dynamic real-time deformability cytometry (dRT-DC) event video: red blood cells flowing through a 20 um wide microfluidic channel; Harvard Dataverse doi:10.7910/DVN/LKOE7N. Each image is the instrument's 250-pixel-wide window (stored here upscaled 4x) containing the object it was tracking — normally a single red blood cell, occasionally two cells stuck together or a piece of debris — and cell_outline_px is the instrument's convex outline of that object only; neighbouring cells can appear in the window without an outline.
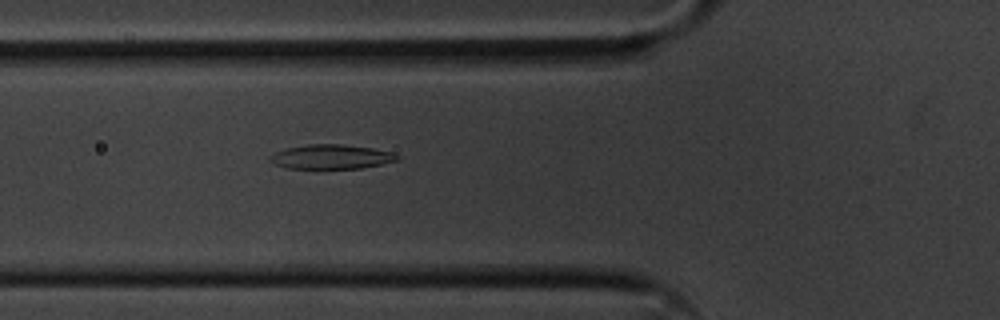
{"species": "common noctule bat (a hibernating species)", "species_latin": "Nyctalus noctula", "temperature_condition": "cold", "stored_images_in_passage": 44, "camera_frame_rate_fps": 3000, "um_per_image_px": 0.085, "animal": {"sex": "male", "body_mass_g": 20.1, "forearm_length_mm": 53.5}, "frame": {"image": 1, "passage_image": 8, "time_ms": 2.333, "image_size_px": [1000, 320], "cell_outline_px": [[400, 160], [360, 168], [288, 168], [276, 164], [268, 160], [268, 156], [276, 152], [288, 148], [308, 144], [340, 144], [372, 148], [388, 152], [400, 156]], "centroid_in_image_um": [28.14, 13.32], "position_along_channel_um": 97.7, "area_um2": 17.8}}
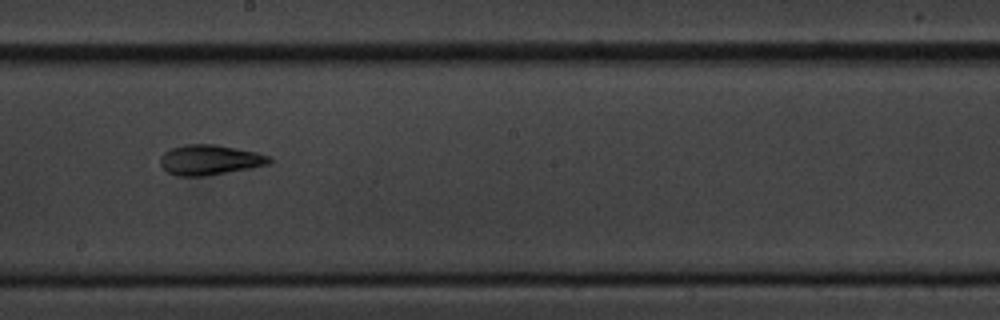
{"frame": {"image": 2, "passage_image": 19, "time_ms": 6.0, "image_size_px": [1000, 320], "cell_outline_px": [[272, 160], [268, 164], [252, 168], [204, 176], [180, 176], [168, 172], [160, 164], [160, 156], [164, 152], [172, 148], [184, 144], [212, 144], [236, 148], [256, 152], [268, 156]], "centroid_in_image_um": [17.81, 13.59], "position_along_channel_um": 230.4, "area_um2": 19.02}}
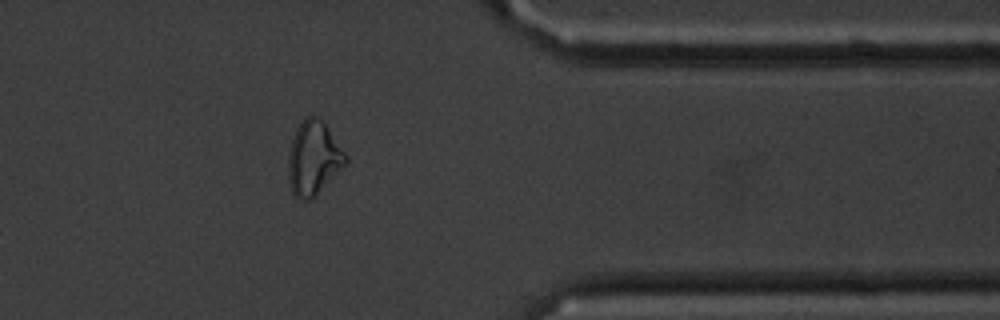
{"frame": {"image": 3, "passage_image": 33, "time_ms": 10.667, "image_size_px": [1000, 320], "cell_outline_px": [[348, 164], [312, 200], [300, 200], [292, 192], [288, 180], [288, 152], [296, 128], [308, 116], [316, 116], [324, 120], [348, 156]], "centroid_in_image_um": [26.68, 13.46], "position_along_channel_um": 384.7, "area_um2": 25.26}, "authors_computed_cell_mechanics": {"area_um2": 19.0451, "velocity_mm_per_s": 3.6038, "shape_relaxation_time_tau1_ms": 5.6576, "shape_relaxation_time_tau2_ms": 3.5309, "deformation_change_tau1": 0.1706, "deformation_change_tau2": 0.1176}}